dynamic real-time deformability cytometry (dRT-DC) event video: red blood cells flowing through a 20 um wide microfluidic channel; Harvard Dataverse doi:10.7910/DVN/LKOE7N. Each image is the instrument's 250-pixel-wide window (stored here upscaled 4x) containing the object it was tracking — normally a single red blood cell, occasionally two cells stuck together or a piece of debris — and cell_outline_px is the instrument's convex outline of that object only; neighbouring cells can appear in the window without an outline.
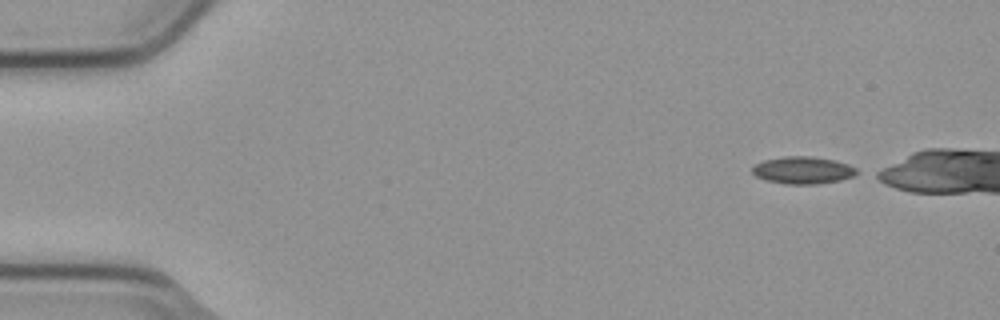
{"species": "common noctule bat (a hibernating species)", "species_latin": "Nyctalus noctula", "temperature_condition": "cold", "stored_images_in_passage": 5, "segment_of_instrument_passage": [2, 2], "camera_frame_rate_fps": 3000, "um_per_image_px": 0.085, "animal": {"sex": "male", "body_mass_g": 23.1, "forearm_length_mm": 52.7}, "frame": {"image": 1, "passage_image": 5, "time_ms": 1.333, "image_size_px": [1000, 320], "cell_outline_px": [[864, 172], [856, 176], [840, 180], [816, 184], [784, 184], [764, 180], [756, 176], [752, 172], [752, 168], [756, 164], [764, 160], [784, 156], [812, 156], [836, 160], [848, 164]], "centroid_in_image_um": [68.31, 14.47], "position_along_channel_um": 16.7, "area_um2": 16.94}}